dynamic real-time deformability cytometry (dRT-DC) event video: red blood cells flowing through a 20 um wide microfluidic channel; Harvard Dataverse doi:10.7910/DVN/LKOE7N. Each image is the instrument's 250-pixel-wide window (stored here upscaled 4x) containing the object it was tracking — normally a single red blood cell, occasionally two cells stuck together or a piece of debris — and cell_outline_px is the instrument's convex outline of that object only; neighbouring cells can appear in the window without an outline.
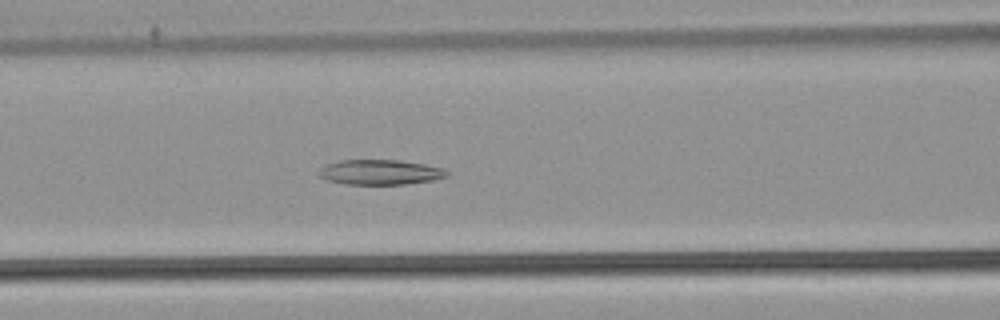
{"species": "common noctule bat (a hibernating species)", "species_latin": "Nyctalus noctula", "temperature_condition": "warm", "stored_images_in_passage": 54, "camera_frame_rate_fps": 3000, "um_per_image_px": 0.085, "animal": {"sex": "male", "body_mass_g": 21.5, "forearm_length_mm": 52.0}, "frame": {"image": 1, "passage_image": 24, "time_ms": 7.667, "image_size_px": [1000, 320], "cell_outline_px": [[452, 172], [448, 176], [432, 180], [404, 184], [344, 184], [328, 180], [316, 176], [316, 172], [320, 168], [328, 164], [340, 160], [400, 160], [424, 164], [444, 168]], "centroid_in_image_um": [32.31, 14.63], "position_along_channel_um": 134.3, "area_um2": 18.84}}
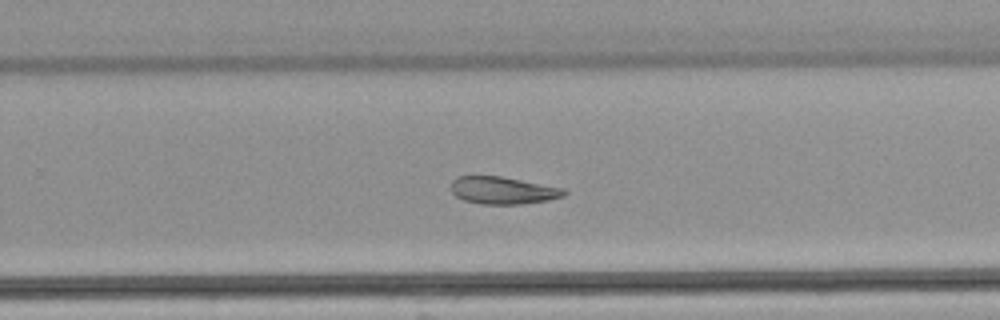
{"frame": {"image": 2, "passage_image": 36, "time_ms": 11.667, "image_size_px": [1000, 320], "cell_outline_px": [[568, 192], [564, 196], [548, 200], [516, 204], [480, 204], [464, 200], [456, 196], [452, 192], [452, 180], [456, 176], [500, 176], [564, 188]], "centroid_in_image_um": [42.74, 16.18], "position_along_channel_um": 287.1, "area_um2": 17.92}}
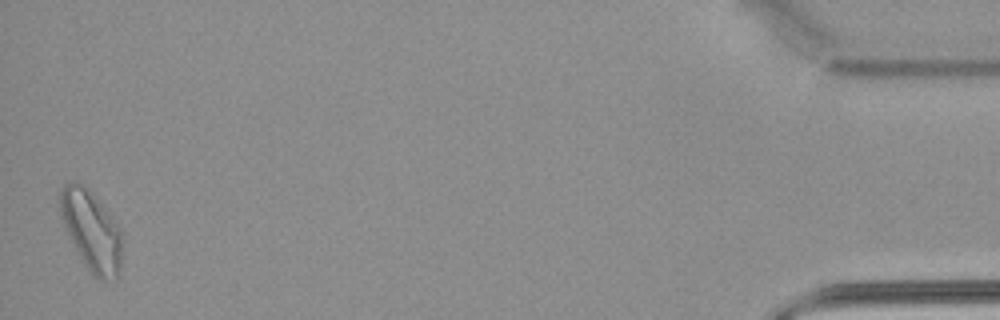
{"frame": {"image": 3, "passage_image": 54, "time_ms": 17.667, "image_size_px": [1000, 320], "cell_outline_px": [[120, 272], [116, 280], [96, 280], [84, 264], [60, 216], [60, 188], [64, 184], [72, 180], [76, 180], [84, 184], [100, 200], [120, 228]], "centroid_in_image_um": [7.76, 19.58], "position_along_channel_um": 427.4, "area_um2": 28.9}}